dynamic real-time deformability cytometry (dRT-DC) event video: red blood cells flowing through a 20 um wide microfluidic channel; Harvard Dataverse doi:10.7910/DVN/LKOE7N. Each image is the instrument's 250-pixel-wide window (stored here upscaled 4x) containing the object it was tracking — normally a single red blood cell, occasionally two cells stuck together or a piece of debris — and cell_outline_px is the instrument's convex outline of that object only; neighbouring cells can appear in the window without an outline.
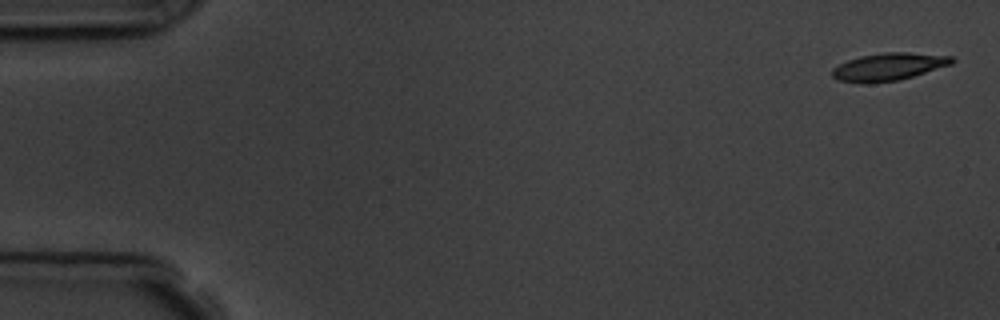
{"species": "common noctule bat (a hibernating species)", "species_latin": "Nyctalus noctula", "temperature_condition": "room temperature", "stored_images_in_passage": 5, "camera_frame_rate_fps": 3000, "um_per_image_px": 0.085, "animal": {"sex": "male", "body_mass_g": 19.5, "forearm_length_mm": 54.6}, "frame": {"image": 1, "passage_image": 1, "time_ms": 0.0, "image_size_px": [1000, 320], "cell_outline_px": [[956, 60], [952, 64], [900, 80], [872, 84], [860, 84], [836, 80], [832, 76], [832, 68], [848, 60], [860, 56], [884, 52], [908, 52], [952, 56]], "centroid_in_image_um": [75.51, 5.69], "position_along_channel_um": 9.5, "area_um2": 19.54}}
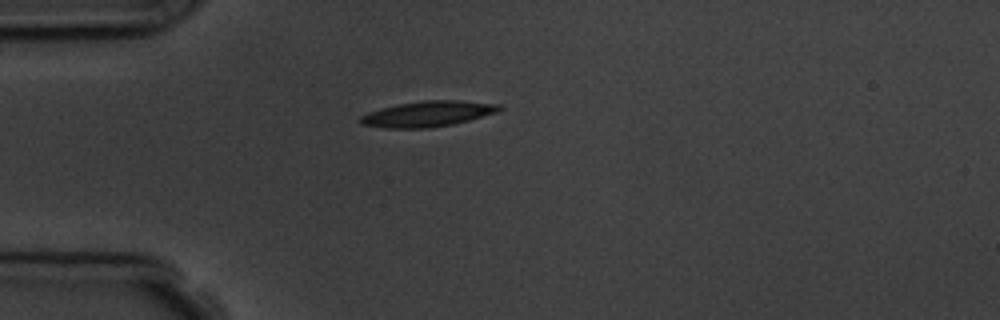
{"frame": {"image": 2, "passage_image": 4, "time_ms": 4.333, "image_size_px": [1000, 320], "cell_outline_px": [[504, 108], [496, 112], [468, 120], [452, 124], [428, 128], [384, 128], [360, 124], [356, 120], [360, 116], [368, 112], [380, 108], [396, 104], [424, 100], [460, 100], [500, 104]], "centroid_in_image_um": [36.3, 9.67], "position_along_channel_um": 48.7, "area_um2": 20.87}}